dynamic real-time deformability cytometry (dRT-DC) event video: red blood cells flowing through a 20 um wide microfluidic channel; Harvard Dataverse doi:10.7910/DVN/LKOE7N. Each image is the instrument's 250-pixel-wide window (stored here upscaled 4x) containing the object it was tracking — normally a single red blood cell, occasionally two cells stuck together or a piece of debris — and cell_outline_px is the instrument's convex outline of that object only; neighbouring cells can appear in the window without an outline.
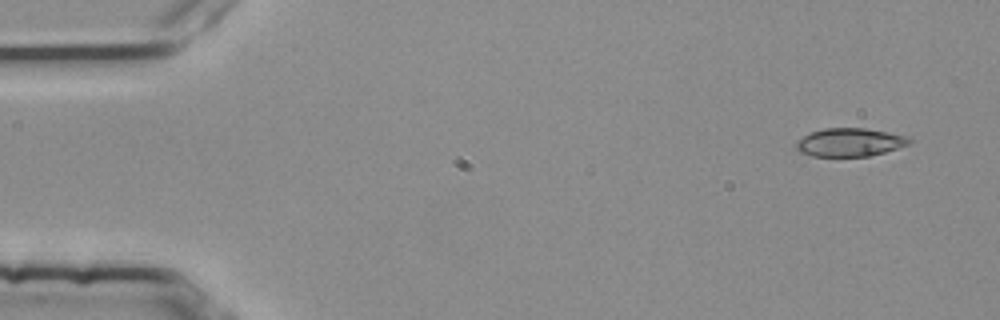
{"species": "common noctule bat (a hibernating species)", "species_latin": "Nyctalus noctula", "temperature_condition": "room temperature", "stored_images_in_passage": 3, "camera_frame_rate_fps": 3000, "um_per_image_px": 0.085, "animal": {"sex": "female", "body_mass_g": 25.1}, "frame": {"image": 1, "passage_image": 1, "time_ms": 0.0, "image_size_px": [1000, 320], "cell_outline_px": [[912, 140], [908, 144], [884, 152], [868, 156], [812, 156], [800, 152], [796, 148], [796, 144], [804, 136], [812, 132], [824, 128], [868, 128], [888, 132], [904, 136]], "centroid_in_image_um": [72.22, 12.09], "position_along_channel_um": 12.8, "area_um2": 18.32}}
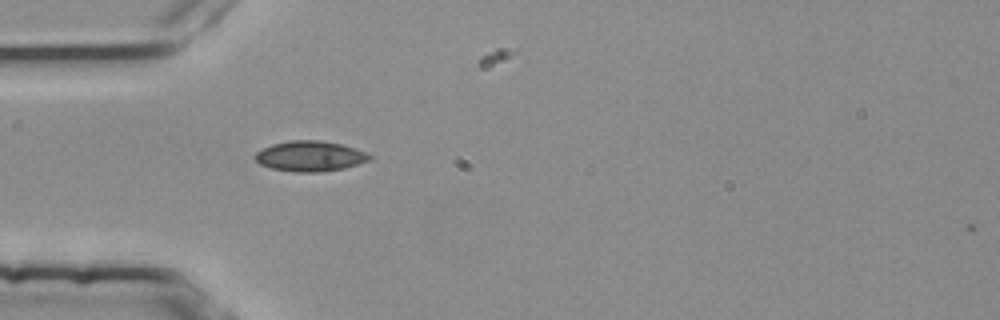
{"frame": {"image": 2, "passage_image": 3, "time_ms": 0.667, "image_size_px": [1000, 320], "cell_outline_px": [[372, 160], [344, 168], [316, 172], [296, 172], [272, 168], [260, 164], [256, 160], [256, 152], [272, 144], [292, 140], [320, 140], [340, 144], [364, 152], [372, 156]], "centroid_in_image_um": [26.36, 13.27], "position_along_channel_um": 58.6, "area_um2": 19.94}}